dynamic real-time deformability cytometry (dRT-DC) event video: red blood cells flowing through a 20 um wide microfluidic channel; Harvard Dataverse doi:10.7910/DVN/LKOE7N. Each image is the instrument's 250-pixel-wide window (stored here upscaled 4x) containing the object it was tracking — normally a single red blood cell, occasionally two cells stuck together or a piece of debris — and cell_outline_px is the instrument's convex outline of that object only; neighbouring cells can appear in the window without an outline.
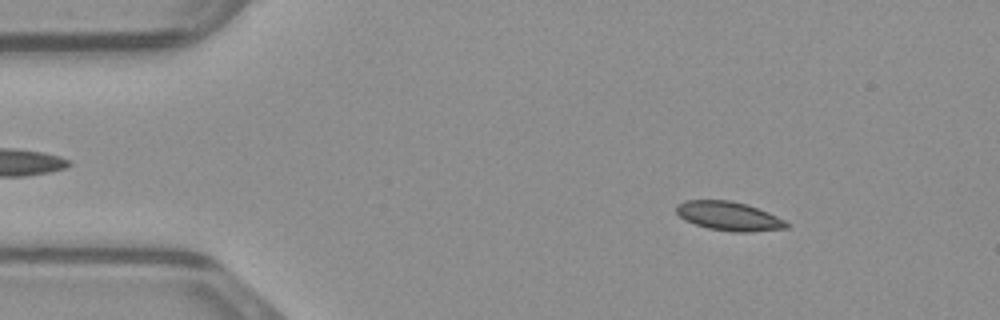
{"species": "common noctule bat (a hibernating species)", "species_latin": "Nyctalus noctula", "temperature_condition": "warm", "stored_images_in_passage": 48, "camera_frame_rate_fps": 3000, "um_per_image_px": 0.085, "animal": {"sex": "male", "body_mass_g": 23.1, "forearm_length_mm": 52.7}, "frame": {"image": 1, "passage_image": 6, "time_ms": 1.667, "image_size_px": [1000, 320], "cell_outline_px": [[788, 228], [748, 232], [732, 232], [708, 228], [684, 220], [676, 212], [676, 204], [684, 200], [728, 200], [748, 204], [768, 212], [784, 220], [788, 224]], "centroid_in_image_um": [61.93, 18.36], "position_along_channel_um": 23.1, "area_um2": 18.61}}
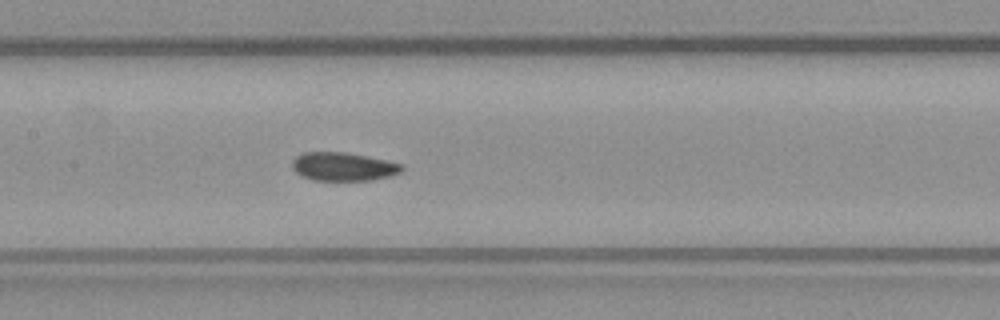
{"frame": {"image": 2, "passage_image": 22, "time_ms": 7.0, "image_size_px": [1000, 320], "cell_outline_px": [[404, 168], [400, 172], [392, 176], [372, 180], [312, 180], [300, 176], [292, 168], [292, 160], [296, 156], [304, 152], [348, 152], [388, 160], [404, 164]], "centroid_in_image_um": [29.2, 14.16], "position_along_channel_um": 178.2, "area_um2": 18.5}}
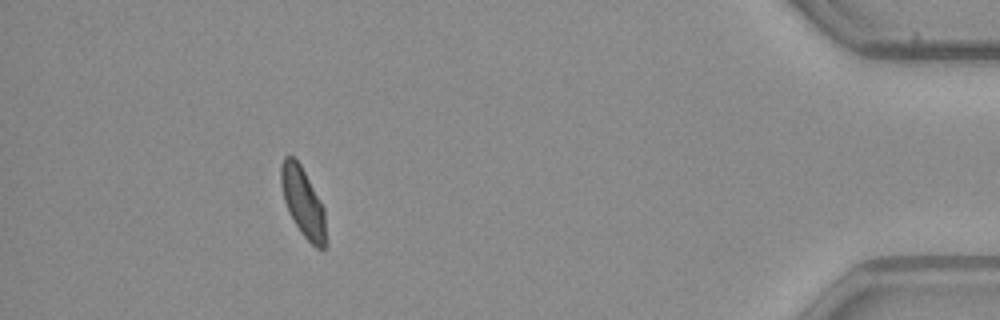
{"frame": {"image": 3, "passage_image": 43, "time_ms": 14.0, "image_size_px": [1000, 320], "cell_outline_px": [[324, 248], [316, 248], [300, 232], [284, 200], [280, 184], [280, 168], [284, 156], [292, 156], [300, 164], [320, 200], [324, 208]], "centroid_in_image_um": [25.72, 17.13], "position_along_channel_um": 409.5, "area_um2": 17.46}}